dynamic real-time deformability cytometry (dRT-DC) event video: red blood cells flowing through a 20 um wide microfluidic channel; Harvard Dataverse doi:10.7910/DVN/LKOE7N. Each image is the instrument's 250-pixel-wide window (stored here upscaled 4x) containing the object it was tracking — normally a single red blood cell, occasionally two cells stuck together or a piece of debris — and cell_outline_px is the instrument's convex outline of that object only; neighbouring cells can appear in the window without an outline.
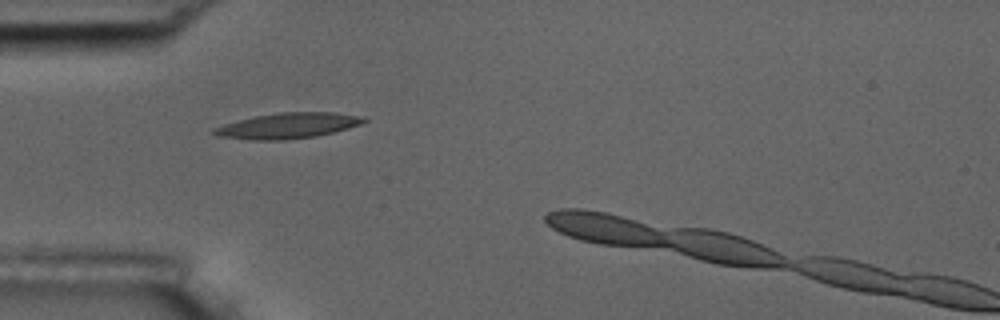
{"species": "common noctule bat (a hibernating species)", "species_latin": "Nyctalus noctula", "temperature_condition": "room temperature", "stored_images_in_passage": 2, "camera_frame_rate_fps": 3000, "um_per_image_px": 0.085, "animal": {"sex": "male", "body_mass_g": 17.5, "forearm_length_mm": 52.3}, "frame": {"image": 1, "passage_image": 1, "time_ms": 0.0, "image_size_px": [1000, 320], "cell_outline_px": [[368, 120], [360, 124], [348, 128], [316, 136], [284, 140], [252, 140], [216, 136], [208, 132], [212, 128], [224, 124], [256, 116], [280, 112], [336, 112], [364, 116]], "centroid_in_image_um": [24.45, 10.68], "position_along_channel_um": 60.6, "area_um2": 22.43}}